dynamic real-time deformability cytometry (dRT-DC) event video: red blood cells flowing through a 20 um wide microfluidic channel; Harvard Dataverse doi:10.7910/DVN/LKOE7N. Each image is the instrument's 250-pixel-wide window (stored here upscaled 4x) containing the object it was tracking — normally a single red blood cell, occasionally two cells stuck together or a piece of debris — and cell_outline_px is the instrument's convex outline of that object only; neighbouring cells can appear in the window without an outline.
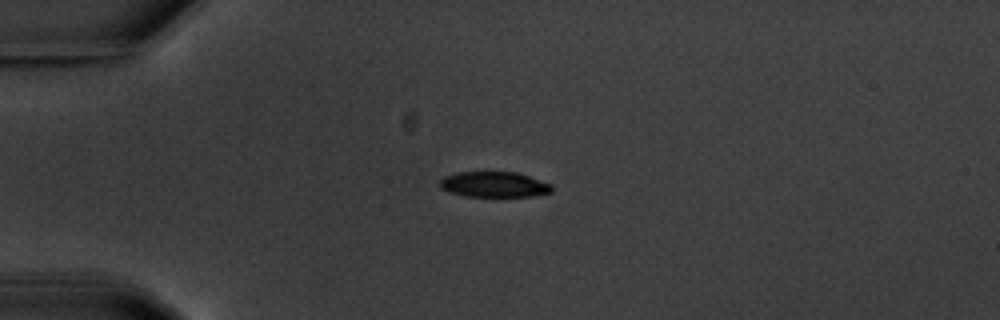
{"species": "common noctule bat (a hibernating species)", "species_latin": "Nyctalus noctula", "temperature_condition": "warm", "stored_images_in_passage": 3, "camera_frame_rate_fps": 3000, "um_per_image_px": 0.085, "animal": {"sex": "male", "body_mass_g": 20.1, "forearm_length_mm": 53.5}, "frame": {"image": 1, "passage_image": 1, "time_ms": 0.0, "image_size_px": [1000, 320], "cell_outline_px": [[552, 192], [532, 196], [464, 196], [448, 192], [440, 188], [440, 180], [444, 176], [456, 172], [516, 172], [552, 184]], "centroid_in_image_um": [41.97, 15.68], "position_along_channel_um": 43.0, "area_um2": 16.65}}